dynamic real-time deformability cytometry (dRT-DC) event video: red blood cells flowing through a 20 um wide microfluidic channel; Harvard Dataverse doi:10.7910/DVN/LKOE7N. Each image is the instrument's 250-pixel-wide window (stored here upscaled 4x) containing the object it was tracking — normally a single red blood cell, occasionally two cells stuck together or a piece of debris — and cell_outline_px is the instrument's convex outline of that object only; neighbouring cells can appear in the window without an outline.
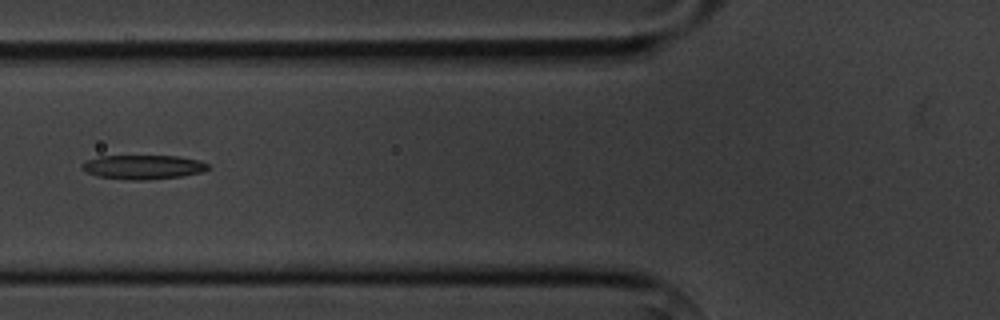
{"species": "common noctule bat (a hibernating species)", "species_latin": "Nyctalus noctula", "temperature_condition": "cold", "stored_images_in_passage": 7, "camera_frame_rate_fps": 3000, "um_per_image_px": 0.085, "animal": {"sex": "male", "body_mass_g": 20.1, "forearm_length_mm": 53.5}, "frame": {"image": 1, "passage_image": 5, "time_ms": 5.0, "image_size_px": [1000, 320], "cell_outline_px": [[208, 168], [200, 172], [180, 176], [148, 180], [128, 180], [100, 176], [88, 172], [80, 168], [80, 164], [84, 160], [100, 156], [176, 156], [200, 160], [208, 164]], "centroid_in_image_um": [12.11, 14.19], "position_along_channel_um": 113.7, "area_um2": 17.69}}
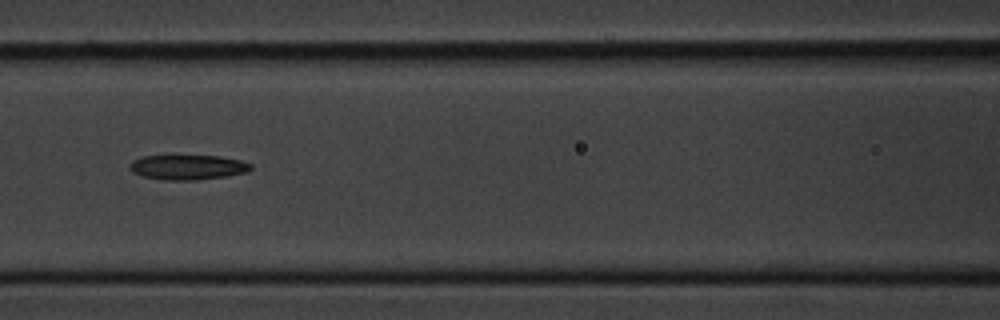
{"frame": {"image": 2, "passage_image": 6, "time_ms": 6.0, "image_size_px": [1000, 320], "cell_outline_px": [[252, 168], [248, 172], [224, 176], [196, 180], [164, 180], [144, 176], [132, 172], [128, 168], [128, 164], [132, 160], [144, 156], [168, 152], [172, 152], [220, 156], [240, 160], [252, 164]], "centroid_in_image_um": [15.89, 14.14], "position_along_channel_um": 150.7, "area_um2": 18.67}}
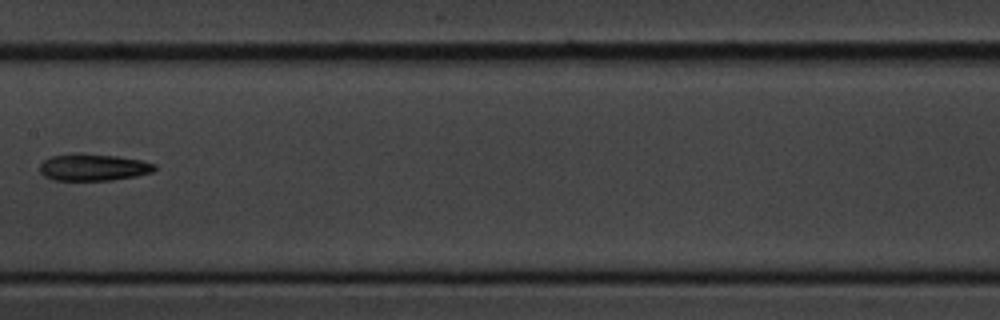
{"frame": {"image": 3, "passage_image": 7, "time_ms": 7.333, "image_size_px": [1000, 320], "cell_outline_px": [[156, 168], [152, 172], [136, 176], [112, 180], [52, 180], [44, 176], [40, 172], [40, 164], [44, 160], [52, 156], [72, 152], [80, 152], [116, 156], [140, 160], [156, 164]], "centroid_in_image_um": [7.9, 14.21], "position_along_channel_um": 199.5, "area_um2": 18.21}}